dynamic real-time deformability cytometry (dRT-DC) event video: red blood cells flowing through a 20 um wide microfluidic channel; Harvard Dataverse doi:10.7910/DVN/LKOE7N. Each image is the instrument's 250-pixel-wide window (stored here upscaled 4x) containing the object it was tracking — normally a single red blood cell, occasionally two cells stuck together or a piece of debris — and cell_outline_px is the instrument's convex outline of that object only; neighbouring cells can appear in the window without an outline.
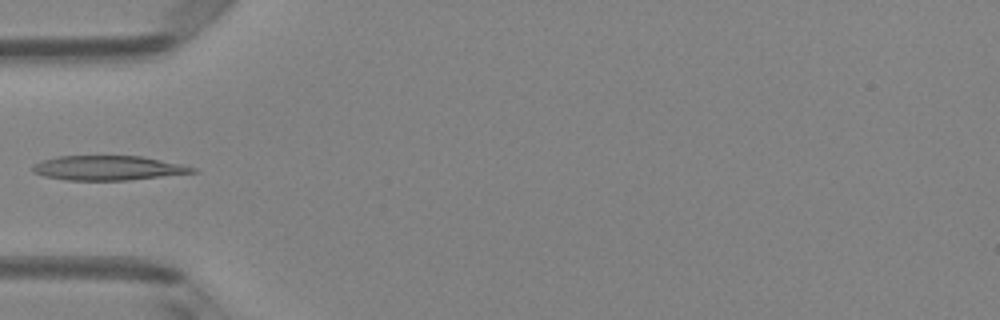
{"species": "Egyptian fruit bat (a non-hibernating species)", "species_latin": "Rousettus aegyptiacus", "temperature_condition": "room temperature", "stored_images_in_passage": 4, "camera_frame_rate_fps": 3000, "um_per_image_px": 0.085, "animal": {"sex": "female"}, "frame": {"image": 1, "passage_image": 3, "time_ms": 0.667, "image_size_px": [1000, 320], "cell_outline_px": [[200, 172], [128, 180], [64, 180], [44, 176], [32, 172], [32, 164], [56, 156], [140, 156], [184, 164], [196, 168]], "centroid_in_image_um": [9.2, 14.28], "position_along_channel_um": 75.8, "area_um2": 23.0}}
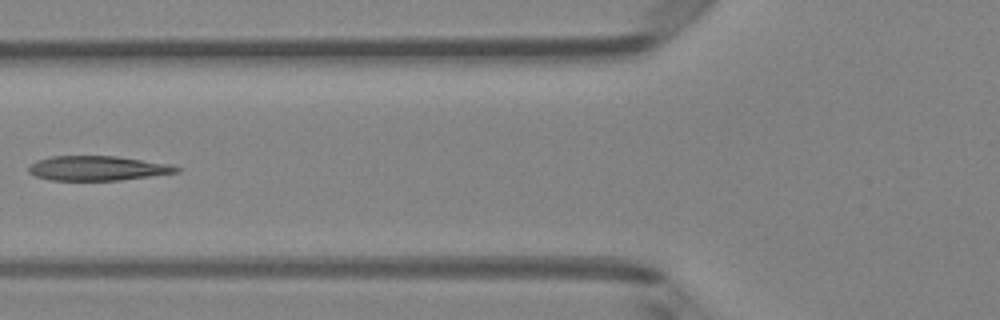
{"frame": {"image": 2, "passage_image": 4, "time_ms": 1.0, "image_size_px": [1000, 320], "cell_outline_px": [[180, 172], [120, 180], [48, 180], [36, 176], [28, 172], [28, 168], [36, 160], [52, 156], [116, 156], [172, 164], [180, 168]], "centroid_in_image_um": [8.3, 14.3], "position_along_channel_um": 117.5, "area_um2": 21.21}}